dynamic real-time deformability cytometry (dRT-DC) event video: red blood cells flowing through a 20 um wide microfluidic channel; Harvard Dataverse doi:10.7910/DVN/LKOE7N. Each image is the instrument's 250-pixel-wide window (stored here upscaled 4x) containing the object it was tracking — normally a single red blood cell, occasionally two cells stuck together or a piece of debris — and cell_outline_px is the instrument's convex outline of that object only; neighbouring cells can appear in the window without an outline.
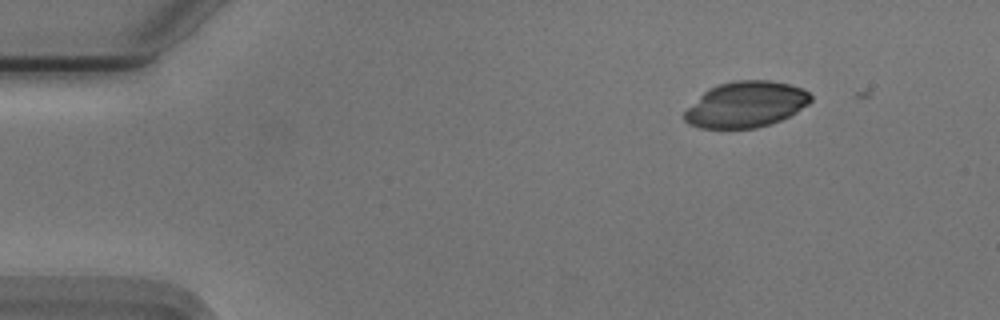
{"species": "Egyptian fruit bat (a non-hibernating species)", "species_latin": "Rousettus aegyptiacus", "temperature_condition": "cold", "stored_images_in_passage": 2, "camera_frame_rate_fps": 3000, "um_per_image_px": 0.085, "animal": {"sex": "male"}, "frame": {"image": 1, "passage_image": 1, "time_ms": 0.0, "image_size_px": [1000, 320], "cell_outline_px": [[812, 100], [808, 104], [796, 112], [780, 120], [756, 128], [700, 128], [688, 124], [684, 120], [684, 112], [704, 92], [720, 84], [736, 80], [768, 80], [788, 84], [800, 88], [808, 92], [812, 96]], "centroid_in_image_um": [63.4, 8.89], "position_along_channel_um": 21.6, "area_um2": 33.35}}